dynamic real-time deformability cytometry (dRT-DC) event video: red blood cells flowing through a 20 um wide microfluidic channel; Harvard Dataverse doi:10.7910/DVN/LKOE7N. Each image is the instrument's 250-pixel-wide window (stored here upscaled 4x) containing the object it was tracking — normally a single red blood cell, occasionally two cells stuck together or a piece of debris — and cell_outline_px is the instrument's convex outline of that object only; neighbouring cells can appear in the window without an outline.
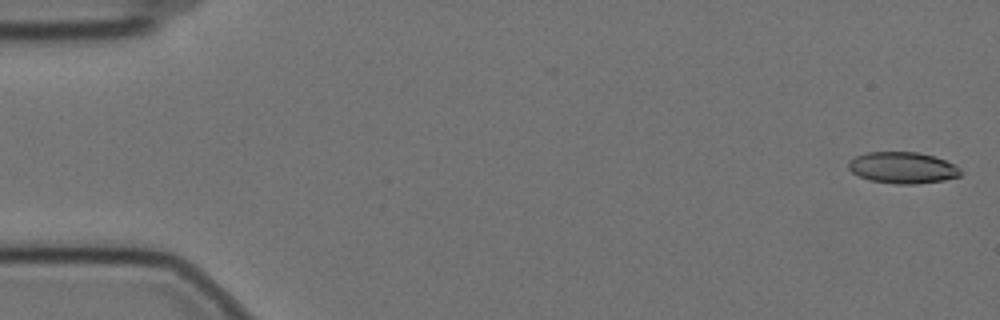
{"species": "Egyptian fruit bat (a non-hibernating species)", "species_latin": "Rousettus aegyptiacus", "temperature_condition": "cold", "stored_images_in_passage": 58, "camera_frame_rate_fps": 3000, "um_per_image_px": 0.085, "animal": {"sex": "female"}, "frame": {"image": 1, "passage_image": 2, "time_ms": 0.333, "image_size_px": [1000, 320], "cell_outline_px": [[960, 176], [944, 180], [912, 184], [896, 184], [872, 180], [860, 176], [852, 172], [848, 168], [848, 160], [856, 156], [868, 152], [916, 152], [932, 156], [944, 160], [960, 168]], "centroid_in_image_um": [76.69, 14.25], "position_along_channel_um": 8.3, "area_um2": 20.23}}
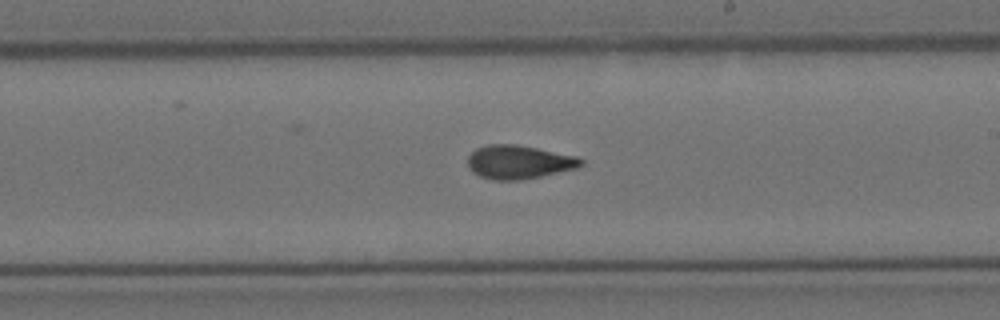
{"frame": {"image": 2, "passage_image": 34, "time_ms": 11.0, "image_size_px": [1000, 320], "cell_outline_px": [[584, 164], [576, 168], [540, 176], [520, 180], [492, 180], [480, 176], [472, 172], [468, 168], [468, 156], [476, 148], [488, 144], [516, 144], [580, 156], [584, 160]], "centroid_in_image_um": [44.11, 13.76], "position_along_channel_um": 244.9, "area_um2": 22.37}}
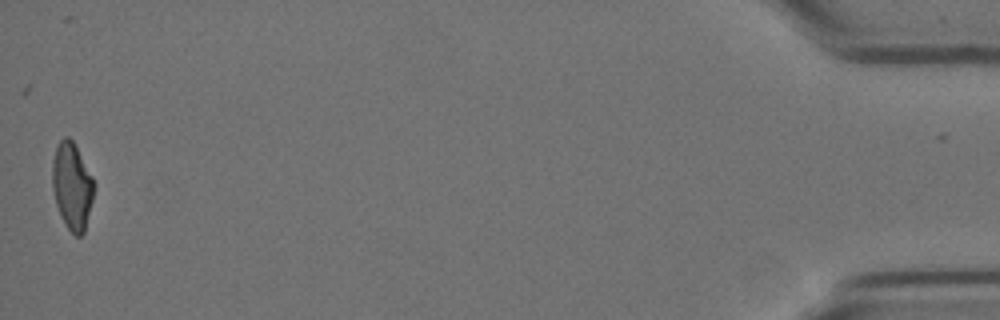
{"frame": {"image": 3, "passage_image": 58, "time_ms": 19.0, "image_size_px": [1000, 320], "cell_outline_px": [[96, 184], [84, 232], [80, 236], [76, 236], [64, 224], [56, 204], [52, 188], [52, 160], [56, 144], [64, 136], [68, 136], [72, 140], [92, 176]], "centroid_in_image_um": [6.11, 15.79], "position_along_channel_um": 429.1, "area_um2": 21.15}, "authors_computed_cell_mechanics": {"area_um2": 21.386, "velocity_mm_per_s": 3.4884, "shape_relaxation_time_tau1_ms": 9.6424, "shape_relaxation_time_tau2_ms": 2.7076, "deformation_change_tau1": 0.2211, "deformation_change_tau2": 0.0748}}